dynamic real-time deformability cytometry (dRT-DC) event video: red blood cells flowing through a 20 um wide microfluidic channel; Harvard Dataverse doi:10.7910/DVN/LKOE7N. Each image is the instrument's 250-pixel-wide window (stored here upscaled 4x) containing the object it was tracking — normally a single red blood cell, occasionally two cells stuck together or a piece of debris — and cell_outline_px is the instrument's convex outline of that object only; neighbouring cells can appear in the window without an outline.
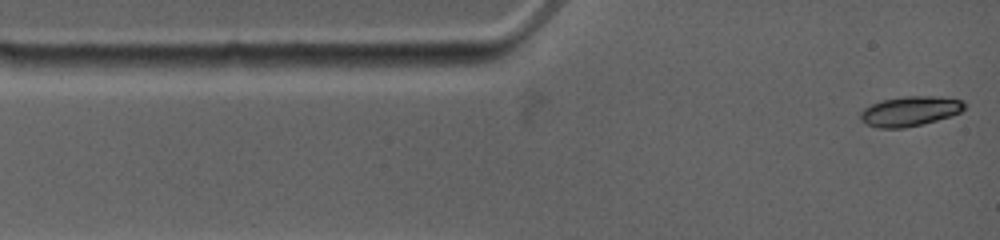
{"species": "common noctule bat (a hibernating species)", "species_latin": "Nyctalus noctula", "temperature_condition": "warm", "stored_images_in_passage": 61, "camera_frame_rate_fps": 4500, "um_per_image_px": 0.085, "animal": {"sex": "female", "body_mass_g": 19.0, "forearm_length_mm": 53.3}, "frame": {"image": 1, "passage_image": 1, "time_ms": 0.0, "image_size_px": [1000, 240], "cell_outline_px": [[964, 108], [960, 112], [936, 120], [904, 128], [876, 128], [860, 120], [860, 112], [864, 108], [880, 100], [904, 96], [940, 96], [960, 100], [964, 104]], "centroid_in_image_um": [77.29, 9.44], "position_along_channel_um": 7.7, "area_um2": 17.92}}
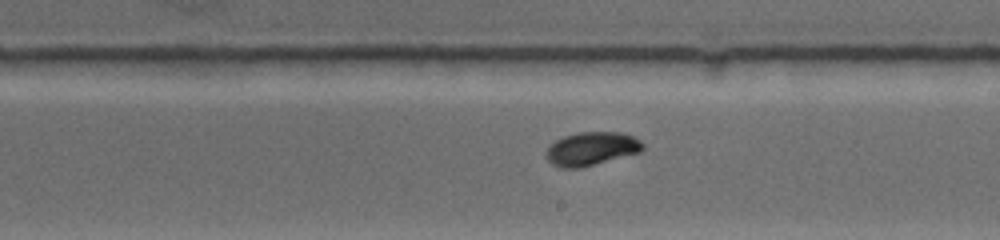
{"frame": {"image": 2, "passage_image": 29, "time_ms": 7.111, "image_size_px": [1000, 240], "cell_outline_px": [[644, 148], [640, 152], [580, 168], [560, 168], [552, 164], [544, 156], [544, 152], [556, 140], [564, 136], [580, 132], [620, 132], [632, 136], [640, 140], [644, 144]], "centroid_in_image_um": [50.26, 12.65], "position_along_channel_um": 238.7, "area_um2": 18.84}}
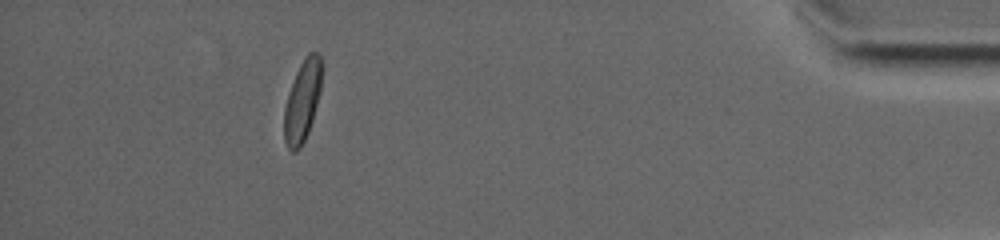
{"frame": {"image": 3, "passage_image": 50, "time_ms": 13.556, "image_size_px": [1000, 240], "cell_outline_px": [[320, 92], [312, 120], [308, 132], [300, 148], [296, 152], [292, 152], [288, 148], [284, 140], [284, 108], [288, 92], [296, 72], [304, 56], [308, 52], [316, 52], [320, 56]], "centroid_in_image_um": [25.67, 8.61], "position_along_channel_um": 409.5, "area_um2": 17.63}, "authors_computed_cell_mechanics": {"area_um2": 18.207, "velocity_mm_per_s": 3.8188, "shape_relaxation_time_tau1_ms": 3.0979, "shape_relaxation_time_tau2_ms": null, "deformation_change_tau1": 0.1515, "deformation_change_tau2": null}}